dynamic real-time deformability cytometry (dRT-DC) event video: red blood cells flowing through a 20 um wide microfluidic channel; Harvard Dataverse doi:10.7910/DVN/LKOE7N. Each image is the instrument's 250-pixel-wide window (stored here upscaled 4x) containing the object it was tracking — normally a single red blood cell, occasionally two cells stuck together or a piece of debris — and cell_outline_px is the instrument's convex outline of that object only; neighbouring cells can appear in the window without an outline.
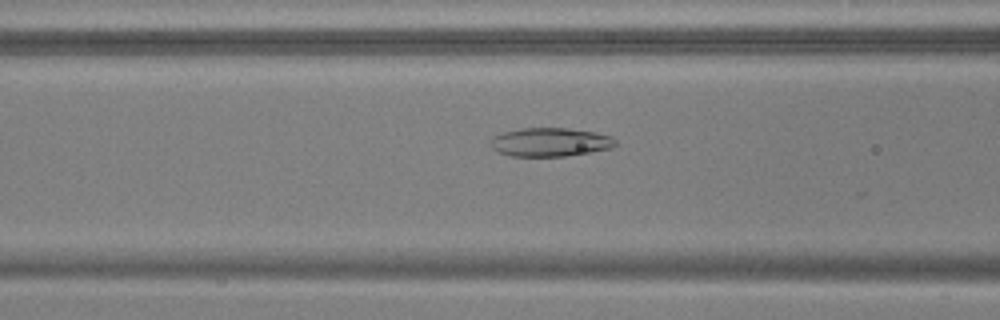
{"species": "common noctule bat (a hibernating species)", "species_latin": "Nyctalus noctula", "temperature_condition": "warm", "stored_images_in_passage": 39, "camera_frame_rate_fps": 3000, "um_per_image_px": 0.085, "animal": {"sex": "male", "body_mass_g": 17.9, "forearm_length_mm": 54.2}, "frame": {"image": 1, "passage_image": 7, "time_ms": 2.0, "image_size_px": [1000, 320], "cell_outline_px": [[616, 144], [612, 148], [564, 156], [508, 156], [496, 152], [492, 148], [492, 136], [504, 132], [520, 128], [568, 128], [592, 132], [612, 136], [616, 140]], "centroid_in_image_um": [46.74, 12.08], "position_along_channel_um": 119.9, "area_um2": 20.81}}
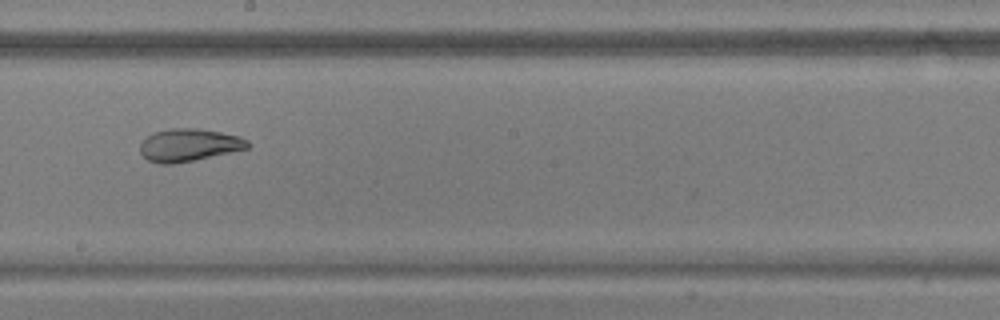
{"frame": {"image": 2, "passage_image": 16, "time_ms": 5.0, "image_size_px": [1000, 320], "cell_outline_px": [[252, 144], [248, 148], [192, 160], [172, 164], [160, 164], [148, 160], [140, 152], [140, 144], [148, 136], [156, 132], [168, 128], [196, 128], [220, 132], [240, 136], [248, 140]], "centroid_in_image_um": [16.07, 12.32], "position_along_channel_um": 232.1, "area_um2": 20.23}}
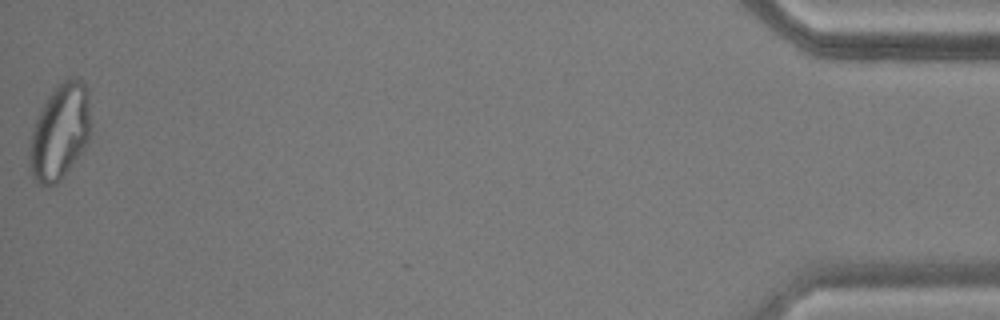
{"frame": {"image": 3, "passage_image": 39, "time_ms": 12.667, "image_size_px": [1000, 320], "cell_outline_px": [[88, 140], [84, 148], [60, 180], [56, 184], [40, 184], [32, 176], [28, 160], [28, 156], [32, 128], [48, 96], [56, 84], [72, 76], [76, 76], [84, 84], [88, 104]], "centroid_in_image_um": [5.04, 11.2], "position_along_channel_um": 430.2, "area_um2": 33.35}, "authors_computed_cell_mechanics": {"area_um2": 22.5998, "velocity_mm_per_s": 3.7432, "shape_relaxation_time_tau1_ms": null, "shape_relaxation_time_tau2_ms": 2.0236, "deformation_change_tau1": null, "deformation_change_tau2": 0.0496}}